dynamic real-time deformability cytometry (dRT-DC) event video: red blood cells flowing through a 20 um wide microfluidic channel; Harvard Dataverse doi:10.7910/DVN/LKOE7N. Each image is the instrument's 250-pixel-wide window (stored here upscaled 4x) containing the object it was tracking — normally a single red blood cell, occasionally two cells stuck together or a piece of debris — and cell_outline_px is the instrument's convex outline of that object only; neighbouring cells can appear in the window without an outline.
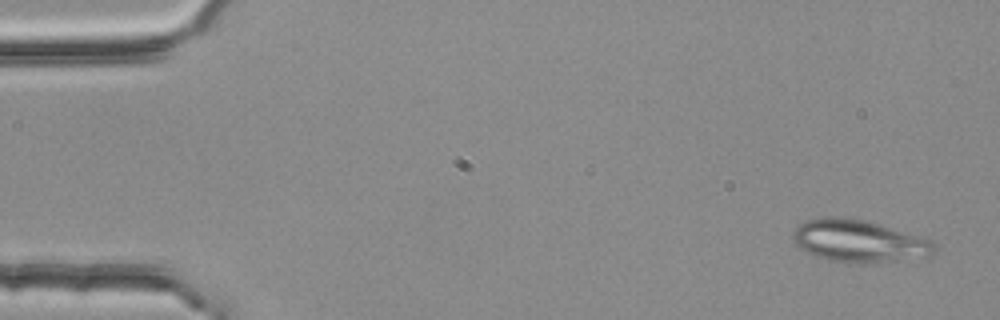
{"species": "common noctule bat (a hibernating species)", "species_latin": "Nyctalus noctula", "temperature_condition": "room temperature", "stored_images_in_passage": 7, "camera_frame_rate_fps": 3000, "um_per_image_px": 0.085, "animal": {"sex": "female", "body_mass_g": 25.1}, "frame": {"image": 1, "passage_image": 1, "time_ms": 0.0, "image_size_px": [1000, 320], "cell_outline_px": [[936, 248], [928, 256], [872, 264], [848, 264], [828, 260], [816, 256], [800, 248], [796, 244], [792, 236], [792, 232], [800, 224], [808, 220], [824, 216], [840, 216], [860, 220], [876, 224], [932, 240], [936, 244]], "centroid_in_image_um": [72.97, 20.52], "position_along_channel_um": 12.0, "area_um2": 34.74}}
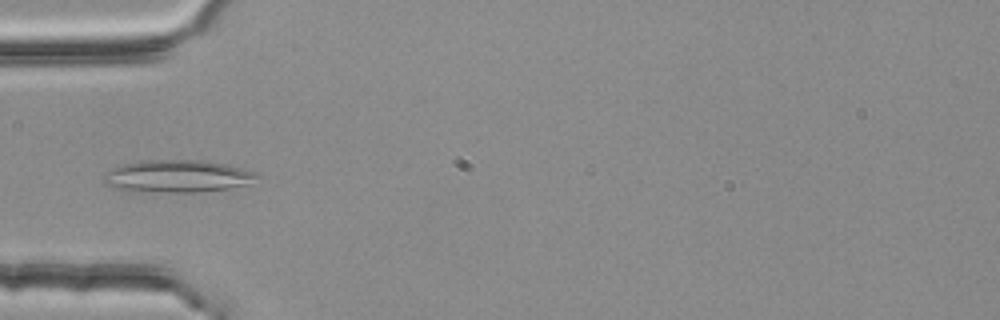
{"frame": {"image": 2, "passage_image": 5, "time_ms": 1.333, "image_size_px": [1000, 320], "cell_outline_px": [[260, 176], [244, 184], [228, 188], [196, 192], [128, 192], [112, 188], [104, 184], [104, 176], [116, 164], [140, 160], [200, 160], [224, 164], [256, 172]], "centroid_in_image_um": [14.94, 14.98], "position_along_channel_um": 70.1, "area_um2": 29.13}}
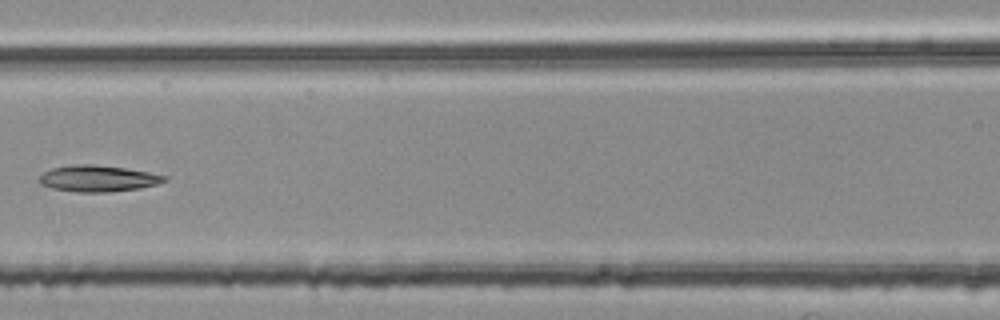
{"frame": {"image": 3, "passage_image": 7, "time_ms": 2.0, "image_size_px": [1000, 320], "cell_outline_px": [[168, 180], [156, 184], [140, 188], [108, 192], [76, 192], [52, 188], [40, 184], [40, 176], [44, 172], [52, 168], [72, 164], [92, 164], [124, 168], [148, 172], [168, 176]], "centroid_in_image_um": [8.33, 15.17], "position_along_channel_um": 158.3, "area_um2": 19.13}}